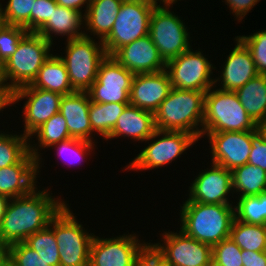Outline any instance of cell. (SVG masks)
I'll list each match as a JSON object with an SVG mask.
<instances>
[{
    "label": "cell",
    "mask_w": 266,
    "mask_h": 266,
    "mask_svg": "<svg viewBox=\"0 0 266 266\" xmlns=\"http://www.w3.org/2000/svg\"><path fill=\"white\" fill-rule=\"evenodd\" d=\"M49 190L48 187L41 190L36 187L29 194L10 199L0 228V249L24 242L49 225L67 202L61 196H53Z\"/></svg>",
    "instance_id": "6da1fadb"
},
{
    "label": "cell",
    "mask_w": 266,
    "mask_h": 266,
    "mask_svg": "<svg viewBox=\"0 0 266 266\" xmlns=\"http://www.w3.org/2000/svg\"><path fill=\"white\" fill-rule=\"evenodd\" d=\"M180 230L211 246L229 238L235 219L232 204H205L185 201L180 204Z\"/></svg>",
    "instance_id": "7a4b0ae2"
},
{
    "label": "cell",
    "mask_w": 266,
    "mask_h": 266,
    "mask_svg": "<svg viewBox=\"0 0 266 266\" xmlns=\"http://www.w3.org/2000/svg\"><path fill=\"white\" fill-rule=\"evenodd\" d=\"M52 45L35 32H27L21 38L16 52L0 67V82L8 95L32 84L41 66L56 51Z\"/></svg>",
    "instance_id": "3957f363"
},
{
    "label": "cell",
    "mask_w": 266,
    "mask_h": 266,
    "mask_svg": "<svg viewBox=\"0 0 266 266\" xmlns=\"http://www.w3.org/2000/svg\"><path fill=\"white\" fill-rule=\"evenodd\" d=\"M205 92L171 88L154 112L155 127L164 131H183L202 138Z\"/></svg>",
    "instance_id": "277c9868"
},
{
    "label": "cell",
    "mask_w": 266,
    "mask_h": 266,
    "mask_svg": "<svg viewBox=\"0 0 266 266\" xmlns=\"http://www.w3.org/2000/svg\"><path fill=\"white\" fill-rule=\"evenodd\" d=\"M257 130L233 91L211 87L204 98L203 132H241Z\"/></svg>",
    "instance_id": "5b68a950"
},
{
    "label": "cell",
    "mask_w": 266,
    "mask_h": 266,
    "mask_svg": "<svg viewBox=\"0 0 266 266\" xmlns=\"http://www.w3.org/2000/svg\"><path fill=\"white\" fill-rule=\"evenodd\" d=\"M66 202L52 217L49 227L59 247L60 266H89L93 233L83 227Z\"/></svg>",
    "instance_id": "8992f818"
},
{
    "label": "cell",
    "mask_w": 266,
    "mask_h": 266,
    "mask_svg": "<svg viewBox=\"0 0 266 266\" xmlns=\"http://www.w3.org/2000/svg\"><path fill=\"white\" fill-rule=\"evenodd\" d=\"M83 36L81 38L66 40L63 55L59 57L64 61L70 84L75 91H87L97 79L101 62L106 58L102 40Z\"/></svg>",
    "instance_id": "52a82bcc"
},
{
    "label": "cell",
    "mask_w": 266,
    "mask_h": 266,
    "mask_svg": "<svg viewBox=\"0 0 266 266\" xmlns=\"http://www.w3.org/2000/svg\"><path fill=\"white\" fill-rule=\"evenodd\" d=\"M152 140V141H151ZM150 141V143H149ZM198 140L189 132L164 131L156 129L146 140L145 146L134 159L124 167L127 171H145L165 167L178 160L183 153L193 147Z\"/></svg>",
    "instance_id": "ba28073f"
},
{
    "label": "cell",
    "mask_w": 266,
    "mask_h": 266,
    "mask_svg": "<svg viewBox=\"0 0 266 266\" xmlns=\"http://www.w3.org/2000/svg\"><path fill=\"white\" fill-rule=\"evenodd\" d=\"M154 7L150 0L122 2L111 32L102 41L107 56H113L121 47L149 35Z\"/></svg>",
    "instance_id": "9c48e42d"
},
{
    "label": "cell",
    "mask_w": 266,
    "mask_h": 266,
    "mask_svg": "<svg viewBox=\"0 0 266 266\" xmlns=\"http://www.w3.org/2000/svg\"><path fill=\"white\" fill-rule=\"evenodd\" d=\"M181 18L168 6H155L152 11L149 36L165 62L192 47V34Z\"/></svg>",
    "instance_id": "30bf717a"
},
{
    "label": "cell",
    "mask_w": 266,
    "mask_h": 266,
    "mask_svg": "<svg viewBox=\"0 0 266 266\" xmlns=\"http://www.w3.org/2000/svg\"><path fill=\"white\" fill-rule=\"evenodd\" d=\"M200 49L181 53L166 62V72L172 87L180 90H195L207 92L214 86L213 71L217 70ZM213 76V77H212Z\"/></svg>",
    "instance_id": "8fae6325"
},
{
    "label": "cell",
    "mask_w": 266,
    "mask_h": 266,
    "mask_svg": "<svg viewBox=\"0 0 266 266\" xmlns=\"http://www.w3.org/2000/svg\"><path fill=\"white\" fill-rule=\"evenodd\" d=\"M101 238L94 235L90 245L89 266H136L143 250L150 244L139 234Z\"/></svg>",
    "instance_id": "7c38bea8"
},
{
    "label": "cell",
    "mask_w": 266,
    "mask_h": 266,
    "mask_svg": "<svg viewBox=\"0 0 266 266\" xmlns=\"http://www.w3.org/2000/svg\"><path fill=\"white\" fill-rule=\"evenodd\" d=\"M176 231H164L160 233L163 240L150 244L170 266H210L212 246L195 240L182 230Z\"/></svg>",
    "instance_id": "4fadbf2b"
},
{
    "label": "cell",
    "mask_w": 266,
    "mask_h": 266,
    "mask_svg": "<svg viewBox=\"0 0 266 266\" xmlns=\"http://www.w3.org/2000/svg\"><path fill=\"white\" fill-rule=\"evenodd\" d=\"M134 75L115 58L106 56L99 66L97 79L87 90L90 101L130 104V90Z\"/></svg>",
    "instance_id": "5bb4252c"
},
{
    "label": "cell",
    "mask_w": 266,
    "mask_h": 266,
    "mask_svg": "<svg viewBox=\"0 0 266 266\" xmlns=\"http://www.w3.org/2000/svg\"><path fill=\"white\" fill-rule=\"evenodd\" d=\"M62 95L27 85L15 90L9 95V107H14L19 101L23 104V135L29 136L43 123L59 112Z\"/></svg>",
    "instance_id": "9a60e30c"
},
{
    "label": "cell",
    "mask_w": 266,
    "mask_h": 266,
    "mask_svg": "<svg viewBox=\"0 0 266 266\" xmlns=\"http://www.w3.org/2000/svg\"><path fill=\"white\" fill-rule=\"evenodd\" d=\"M211 168L202 170L195 176L188 188V198L185 201H193L205 204H234L229 198L232 194V171L209 163ZM229 194V195H228Z\"/></svg>",
    "instance_id": "2e32d148"
},
{
    "label": "cell",
    "mask_w": 266,
    "mask_h": 266,
    "mask_svg": "<svg viewBox=\"0 0 266 266\" xmlns=\"http://www.w3.org/2000/svg\"><path fill=\"white\" fill-rule=\"evenodd\" d=\"M207 137L211 162L230 171L248 163L252 148V131L203 132Z\"/></svg>",
    "instance_id": "e0dca14e"
},
{
    "label": "cell",
    "mask_w": 266,
    "mask_h": 266,
    "mask_svg": "<svg viewBox=\"0 0 266 266\" xmlns=\"http://www.w3.org/2000/svg\"><path fill=\"white\" fill-rule=\"evenodd\" d=\"M234 41L235 47L226 56L223 65L221 64V71H218V76L214 77V87L233 92L258 75L249 49L237 36H235Z\"/></svg>",
    "instance_id": "ac0fdd59"
},
{
    "label": "cell",
    "mask_w": 266,
    "mask_h": 266,
    "mask_svg": "<svg viewBox=\"0 0 266 266\" xmlns=\"http://www.w3.org/2000/svg\"><path fill=\"white\" fill-rule=\"evenodd\" d=\"M112 57L134 74L155 73L166 68L149 35L121 47Z\"/></svg>",
    "instance_id": "d6986e66"
},
{
    "label": "cell",
    "mask_w": 266,
    "mask_h": 266,
    "mask_svg": "<svg viewBox=\"0 0 266 266\" xmlns=\"http://www.w3.org/2000/svg\"><path fill=\"white\" fill-rule=\"evenodd\" d=\"M172 88L166 70L135 74L130 90V105L154 113Z\"/></svg>",
    "instance_id": "ffe728a7"
},
{
    "label": "cell",
    "mask_w": 266,
    "mask_h": 266,
    "mask_svg": "<svg viewBox=\"0 0 266 266\" xmlns=\"http://www.w3.org/2000/svg\"><path fill=\"white\" fill-rule=\"evenodd\" d=\"M38 160L28 152L17 164L0 168V194L17 198L37 187Z\"/></svg>",
    "instance_id": "44dd1931"
},
{
    "label": "cell",
    "mask_w": 266,
    "mask_h": 266,
    "mask_svg": "<svg viewBox=\"0 0 266 266\" xmlns=\"http://www.w3.org/2000/svg\"><path fill=\"white\" fill-rule=\"evenodd\" d=\"M89 107L90 97L87 91H75L62 96L59 112L66 120L71 138L92 142Z\"/></svg>",
    "instance_id": "7402d4cb"
},
{
    "label": "cell",
    "mask_w": 266,
    "mask_h": 266,
    "mask_svg": "<svg viewBox=\"0 0 266 266\" xmlns=\"http://www.w3.org/2000/svg\"><path fill=\"white\" fill-rule=\"evenodd\" d=\"M155 130L154 113L129 104L118 117L112 132L106 140L128 137L133 139V142L140 141V143H143Z\"/></svg>",
    "instance_id": "603a6c76"
},
{
    "label": "cell",
    "mask_w": 266,
    "mask_h": 266,
    "mask_svg": "<svg viewBox=\"0 0 266 266\" xmlns=\"http://www.w3.org/2000/svg\"><path fill=\"white\" fill-rule=\"evenodd\" d=\"M83 25L84 15L80 11L57 5L51 14V18L36 33L43 36L54 46L53 41L57 36H62V38L66 36V40L83 37Z\"/></svg>",
    "instance_id": "cb8c5ba5"
},
{
    "label": "cell",
    "mask_w": 266,
    "mask_h": 266,
    "mask_svg": "<svg viewBox=\"0 0 266 266\" xmlns=\"http://www.w3.org/2000/svg\"><path fill=\"white\" fill-rule=\"evenodd\" d=\"M122 2L123 0H92L84 14V36L103 41L111 32Z\"/></svg>",
    "instance_id": "d4e9b609"
},
{
    "label": "cell",
    "mask_w": 266,
    "mask_h": 266,
    "mask_svg": "<svg viewBox=\"0 0 266 266\" xmlns=\"http://www.w3.org/2000/svg\"><path fill=\"white\" fill-rule=\"evenodd\" d=\"M32 137L36 138V141L38 140L37 143L32 141ZM69 138L71 137L66 120L60 112L54 114L29 136V152L38 160V173H41L39 170L44 165L42 164L44 159L42 158L43 153L40 152L42 151L41 149L45 151V149L50 148L52 145Z\"/></svg>",
    "instance_id": "484cf974"
},
{
    "label": "cell",
    "mask_w": 266,
    "mask_h": 266,
    "mask_svg": "<svg viewBox=\"0 0 266 266\" xmlns=\"http://www.w3.org/2000/svg\"><path fill=\"white\" fill-rule=\"evenodd\" d=\"M57 54L52 53L44 62L31 86L64 96L75 92V90L70 84L66 65Z\"/></svg>",
    "instance_id": "4316f807"
},
{
    "label": "cell",
    "mask_w": 266,
    "mask_h": 266,
    "mask_svg": "<svg viewBox=\"0 0 266 266\" xmlns=\"http://www.w3.org/2000/svg\"><path fill=\"white\" fill-rule=\"evenodd\" d=\"M235 93L256 124L266 121V75L258 74Z\"/></svg>",
    "instance_id": "83f0119b"
},
{
    "label": "cell",
    "mask_w": 266,
    "mask_h": 266,
    "mask_svg": "<svg viewBox=\"0 0 266 266\" xmlns=\"http://www.w3.org/2000/svg\"><path fill=\"white\" fill-rule=\"evenodd\" d=\"M232 189L233 194L238 196L235 198L266 192V171L249 163L235 168L232 171Z\"/></svg>",
    "instance_id": "f1b7e54d"
},
{
    "label": "cell",
    "mask_w": 266,
    "mask_h": 266,
    "mask_svg": "<svg viewBox=\"0 0 266 266\" xmlns=\"http://www.w3.org/2000/svg\"><path fill=\"white\" fill-rule=\"evenodd\" d=\"M128 105L129 104L97 103L90 101L89 120L92 127V142L98 143L96 139H93L96 134L101 138L103 137L106 141L118 117Z\"/></svg>",
    "instance_id": "f546056e"
},
{
    "label": "cell",
    "mask_w": 266,
    "mask_h": 266,
    "mask_svg": "<svg viewBox=\"0 0 266 266\" xmlns=\"http://www.w3.org/2000/svg\"><path fill=\"white\" fill-rule=\"evenodd\" d=\"M229 238L242 250L266 251V225L249 224L234 219Z\"/></svg>",
    "instance_id": "4dcf8cb0"
},
{
    "label": "cell",
    "mask_w": 266,
    "mask_h": 266,
    "mask_svg": "<svg viewBox=\"0 0 266 266\" xmlns=\"http://www.w3.org/2000/svg\"><path fill=\"white\" fill-rule=\"evenodd\" d=\"M0 130V168L17 164L29 152V138Z\"/></svg>",
    "instance_id": "1f68e13d"
},
{
    "label": "cell",
    "mask_w": 266,
    "mask_h": 266,
    "mask_svg": "<svg viewBox=\"0 0 266 266\" xmlns=\"http://www.w3.org/2000/svg\"><path fill=\"white\" fill-rule=\"evenodd\" d=\"M235 219L249 223L266 225V192L258 196L236 198Z\"/></svg>",
    "instance_id": "d6a6232c"
},
{
    "label": "cell",
    "mask_w": 266,
    "mask_h": 266,
    "mask_svg": "<svg viewBox=\"0 0 266 266\" xmlns=\"http://www.w3.org/2000/svg\"><path fill=\"white\" fill-rule=\"evenodd\" d=\"M24 242L35 250L47 265L60 266L59 247L54 231L49 226L30 235Z\"/></svg>",
    "instance_id": "836d02e7"
},
{
    "label": "cell",
    "mask_w": 266,
    "mask_h": 266,
    "mask_svg": "<svg viewBox=\"0 0 266 266\" xmlns=\"http://www.w3.org/2000/svg\"><path fill=\"white\" fill-rule=\"evenodd\" d=\"M96 144L97 143L81 139L69 138L67 140L61 141L60 143L52 145L50 148H56L57 156H59V159H62L61 162H65L64 164H66L68 167V165L75 166V164L81 165L82 162H86V158H88L89 155L90 157L94 155L93 153L94 150H96Z\"/></svg>",
    "instance_id": "e575fe53"
},
{
    "label": "cell",
    "mask_w": 266,
    "mask_h": 266,
    "mask_svg": "<svg viewBox=\"0 0 266 266\" xmlns=\"http://www.w3.org/2000/svg\"><path fill=\"white\" fill-rule=\"evenodd\" d=\"M35 0H8L4 7V17L7 25L22 26L31 32V10Z\"/></svg>",
    "instance_id": "d590c367"
},
{
    "label": "cell",
    "mask_w": 266,
    "mask_h": 266,
    "mask_svg": "<svg viewBox=\"0 0 266 266\" xmlns=\"http://www.w3.org/2000/svg\"><path fill=\"white\" fill-rule=\"evenodd\" d=\"M237 37L249 49L258 74L266 75V30L259 29L251 35Z\"/></svg>",
    "instance_id": "8d00e7d4"
},
{
    "label": "cell",
    "mask_w": 266,
    "mask_h": 266,
    "mask_svg": "<svg viewBox=\"0 0 266 266\" xmlns=\"http://www.w3.org/2000/svg\"><path fill=\"white\" fill-rule=\"evenodd\" d=\"M242 249L230 238L212 246V261L220 266H243Z\"/></svg>",
    "instance_id": "74e56055"
},
{
    "label": "cell",
    "mask_w": 266,
    "mask_h": 266,
    "mask_svg": "<svg viewBox=\"0 0 266 266\" xmlns=\"http://www.w3.org/2000/svg\"><path fill=\"white\" fill-rule=\"evenodd\" d=\"M27 32L17 25H5L0 30V67L16 52L19 41Z\"/></svg>",
    "instance_id": "f35d334b"
},
{
    "label": "cell",
    "mask_w": 266,
    "mask_h": 266,
    "mask_svg": "<svg viewBox=\"0 0 266 266\" xmlns=\"http://www.w3.org/2000/svg\"><path fill=\"white\" fill-rule=\"evenodd\" d=\"M9 256L19 266H49L35 250L30 248L25 242H17L5 248Z\"/></svg>",
    "instance_id": "ab89813d"
},
{
    "label": "cell",
    "mask_w": 266,
    "mask_h": 266,
    "mask_svg": "<svg viewBox=\"0 0 266 266\" xmlns=\"http://www.w3.org/2000/svg\"><path fill=\"white\" fill-rule=\"evenodd\" d=\"M57 5L55 0H35L31 10V32L36 33L51 18Z\"/></svg>",
    "instance_id": "60d3db41"
},
{
    "label": "cell",
    "mask_w": 266,
    "mask_h": 266,
    "mask_svg": "<svg viewBox=\"0 0 266 266\" xmlns=\"http://www.w3.org/2000/svg\"><path fill=\"white\" fill-rule=\"evenodd\" d=\"M252 148L248 163L266 171V141L258 130H252Z\"/></svg>",
    "instance_id": "b9f144b4"
},
{
    "label": "cell",
    "mask_w": 266,
    "mask_h": 266,
    "mask_svg": "<svg viewBox=\"0 0 266 266\" xmlns=\"http://www.w3.org/2000/svg\"><path fill=\"white\" fill-rule=\"evenodd\" d=\"M222 2H225L227 7L229 6L230 13L233 14L235 20L237 19L238 23H242V19L253 10V7L257 5L260 0H224Z\"/></svg>",
    "instance_id": "7bdbcfd3"
},
{
    "label": "cell",
    "mask_w": 266,
    "mask_h": 266,
    "mask_svg": "<svg viewBox=\"0 0 266 266\" xmlns=\"http://www.w3.org/2000/svg\"><path fill=\"white\" fill-rule=\"evenodd\" d=\"M136 266H170L166 260L149 244L141 253Z\"/></svg>",
    "instance_id": "ee69618b"
},
{
    "label": "cell",
    "mask_w": 266,
    "mask_h": 266,
    "mask_svg": "<svg viewBox=\"0 0 266 266\" xmlns=\"http://www.w3.org/2000/svg\"><path fill=\"white\" fill-rule=\"evenodd\" d=\"M241 254L243 266H266V251L242 250Z\"/></svg>",
    "instance_id": "f6af8a7d"
},
{
    "label": "cell",
    "mask_w": 266,
    "mask_h": 266,
    "mask_svg": "<svg viewBox=\"0 0 266 266\" xmlns=\"http://www.w3.org/2000/svg\"><path fill=\"white\" fill-rule=\"evenodd\" d=\"M55 1L60 6L73 10H78L84 15L92 0H55ZM82 8H84V10H82Z\"/></svg>",
    "instance_id": "bcb514c9"
},
{
    "label": "cell",
    "mask_w": 266,
    "mask_h": 266,
    "mask_svg": "<svg viewBox=\"0 0 266 266\" xmlns=\"http://www.w3.org/2000/svg\"><path fill=\"white\" fill-rule=\"evenodd\" d=\"M9 201H10V198L0 194V228L2 225V220L6 212Z\"/></svg>",
    "instance_id": "7dc6e473"
},
{
    "label": "cell",
    "mask_w": 266,
    "mask_h": 266,
    "mask_svg": "<svg viewBox=\"0 0 266 266\" xmlns=\"http://www.w3.org/2000/svg\"><path fill=\"white\" fill-rule=\"evenodd\" d=\"M150 1L155 6H168V7H171L172 9L173 4H176L178 1H181V0H150Z\"/></svg>",
    "instance_id": "c3c4849f"
},
{
    "label": "cell",
    "mask_w": 266,
    "mask_h": 266,
    "mask_svg": "<svg viewBox=\"0 0 266 266\" xmlns=\"http://www.w3.org/2000/svg\"><path fill=\"white\" fill-rule=\"evenodd\" d=\"M9 106V95L8 94H0V112L4 111V109Z\"/></svg>",
    "instance_id": "681fc988"
},
{
    "label": "cell",
    "mask_w": 266,
    "mask_h": 266,
    "mask_svg": "<svg viewBox=\"0 0 266 266\" xmlns=\"http://www.w3.org/2000/svg\"><path fill=\"white\" fill-rule=\"evenodd\" d=\"M257 130L260 132V134L264 137V140L266 141V121L258 123Z\"/></svg>",
    "instance_id": "f907efd6"
},
{
    "label": "cell",
    "mask_w": 266,
    "mask_h": 266,
    "mask_svg": "<svg viewBox=\"0 0 266 266\" xmlns=\"http://www.w3.org/2000/svg\"><path fill=\"white\" fill-rule=\"evenodd\" d=\"M1 1V0H0ZM6 21H5V17H4V7L3 4L0 2V30L5 26Z\"/></svg>",
    "instance_id": "816d5d0a"
},
{
    "label": "cell",
    "mask_w": 266,
    "mask_h": 266,
    "mask_svg": "<svg viewBox=\"0 0 266 266\" xmlns=\"http://www.w3.org/2000/svg\"><path fill=\"white\" fill-rule=\"evenodd\" d=\"M5 266H19L5 250Z\"/></svg>",
    "instance_id": "f5cc1de1"
},
{
    "label": "cell",
    "mask_w": 266,
    "mask_h": 266,
    "mask_svg": "<svg viewBox=\"0 0 266 266\" xmlns=\"http://www.w3.org/2000/svg\"><path fill=\"white\" fill-rule=\"evenodd\" d=\"M0 266H5V249H0Z\"/></svg>",
    "instance_id": "db71d44e"
},
{
    "label": "cell",
    "mask_w": 266,
    "mask_h": 266,
    "mask_svg": "<svg viewBox=\"0 0 266 266\" xmlns=\"http://www.w3.org/2000/svg\"><path fill=\"white\" fill-rule=\"evenodd\" d=\"M0 94H7L5 92V90L3 89V86L1 85V82H0Z\"/></svg>",
    "instance_id": "11a10c76"
},
{
    "label": "cell",
    "mask_w": 266,
    "mask_h": 266,
    "mask_svg": "<svg viewBox=\"0 0 266 266\" xmlns=\"http://www.w3.org/2000/svg\"><path fill=\"white\" fill-rule=\"evenodd\" d=\"M210 266H220V265H218V264H216V263H214V262L212 261Z\"/></svg>",
    "instance_id": "9f6ffc18"
}]
</instances>
